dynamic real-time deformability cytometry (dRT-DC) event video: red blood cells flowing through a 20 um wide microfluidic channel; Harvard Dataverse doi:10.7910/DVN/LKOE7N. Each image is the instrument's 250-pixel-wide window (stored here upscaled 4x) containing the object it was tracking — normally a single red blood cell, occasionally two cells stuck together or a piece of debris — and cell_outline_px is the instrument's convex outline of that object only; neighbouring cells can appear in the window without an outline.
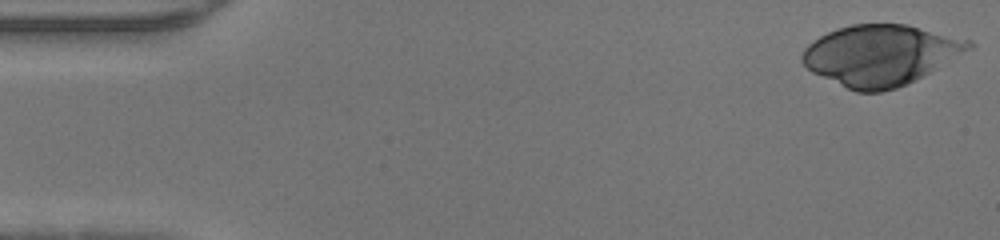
{"species": "human", "species_latin": "Homo sapiens", "temperature_condition": "warm", "stored_images_in_passage": 45, "camera_frame_rate_fps": 3000, "um_per_image_px": 0.085, "donor": {"sex": "male"}, "frame": {"image": 1, "passage_image": 1, "time_ms": 0.0, "image_size_px": [1000, 240], "cell_outline_px": [[976, 44], [972, 48], [916, 80], [896, 88], [880, 92], [856, 92], [812, 72], [800, 60], [800, 56], [804, 48], [808, 44], [820, 36], [836, 28], [852, 24], [908, 24], [972, 40]], "centroid_in_image_um": [74.85, 4.67], "position_along_channel_um": 10.1, "area_um2": 58.78}}
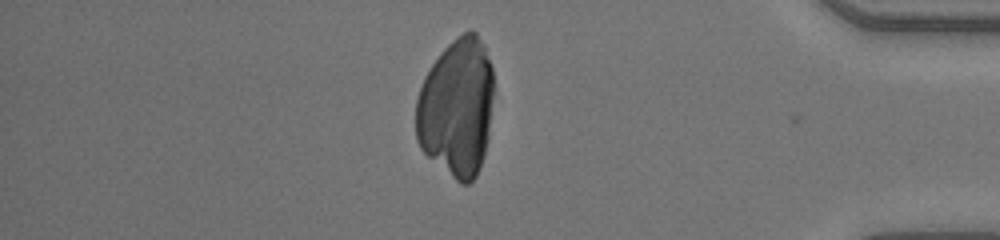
{"frame": {"image": 2, "passage_image": 39, "time_ms": 12.667, "image_size_px": [1000, 240], "cell_outline_px": [[492, 100], [488, 140], [476, 176], [468, 184], [460, 184], [428, 156], [420, 148], [416, 140], [416, 100], [424, 76], [440, 52], [452, 40], [464, 32], [472, 28], [476, 32], [484, 44], [492, 68]], "centroid_in_image_um": [38.81, 9.12], "position_along_channel_um": 396.4, "area_um2": 62.83}}